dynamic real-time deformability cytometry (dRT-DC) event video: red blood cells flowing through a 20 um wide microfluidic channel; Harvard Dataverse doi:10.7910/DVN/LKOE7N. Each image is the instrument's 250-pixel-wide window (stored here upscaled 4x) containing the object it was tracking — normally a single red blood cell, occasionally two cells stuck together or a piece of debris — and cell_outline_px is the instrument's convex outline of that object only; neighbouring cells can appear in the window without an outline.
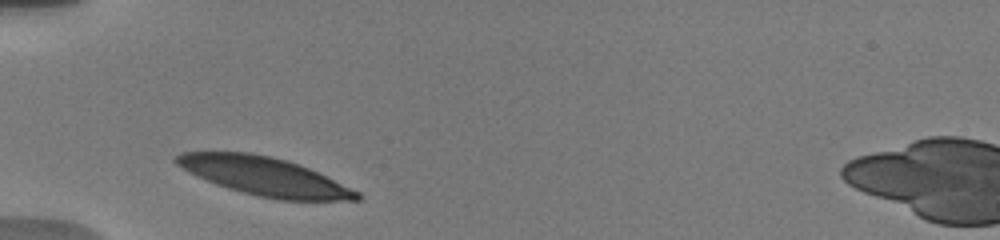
{"species": "human", "species_latin": "Homo sapiens", "temperature_condition": "warm", "stored_images_in_passage": 10, "camera_frame_rate_fps": 3000, "um_per_image_px": 0.085, "donor": {"sex": "male"}, "frame": {"image": 1, "passage_image": 1, "time_ms": 0.0, "image_size_px": [1000, 240], "cell_outline_px": [[364, 196], [360, 200], [280, 200], [260, 196], [228, 188], [216, 184], [176, 164], [172, 160], [176, 156], [184, 152], [248, 152], [272, 156], [308, 168], [360, 192]], "centroid_in_image_um": [22.52, 14.99], "position_along_channel_um": 62.5, "area_um2": 39.59}}
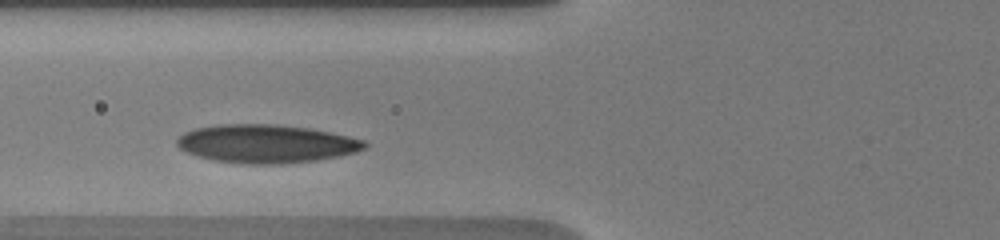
{"frame": {"image": 2, "passage_image": 5, "time_ms": 1.333, "image_size_px": [1000, 240], "cell_outline_px": [[368, 144], [364, 148], [356, 152], [340, 156], [316, 160], [284, 164], [248, 164], [216, 160], [200, 156], [188, 152], [180, 148], [176, 144], [176, 140], [184, 132], [196, 128], [220, 124], [276, 124], [308, 128], [348, 136], [364, 140]], "centroid_in_image_um": [22.64, 12.21], "position_along_channel_um": 103.2, "area_um2": 41.67}}
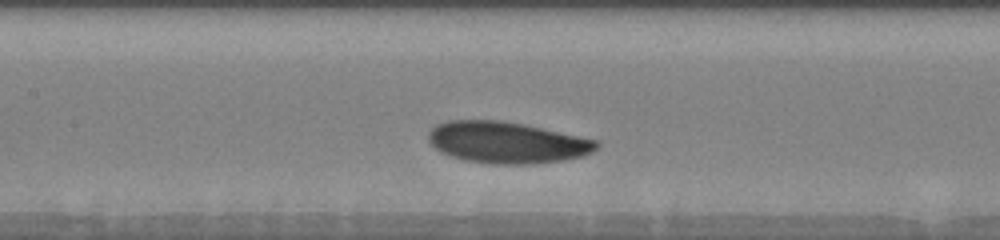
{"frame": {"image": 3, "passage_image": 9, "time_ms": 3.0, "image_size_px": [1000, 240], "cell_outline_px": [[600, 144], [592, 152], [584, 156], [564, 160], [536, 164], [492, 164], [464, 160], [440, 152], [428, 140], [428, 132], [436, 124], [448, 120], [500, 120], [524, 124], [600, 140]], "centroid_in_image_um": [43.11, 12.11], "position_along_channel_um": 164.3, "area_um2": 40.98}}